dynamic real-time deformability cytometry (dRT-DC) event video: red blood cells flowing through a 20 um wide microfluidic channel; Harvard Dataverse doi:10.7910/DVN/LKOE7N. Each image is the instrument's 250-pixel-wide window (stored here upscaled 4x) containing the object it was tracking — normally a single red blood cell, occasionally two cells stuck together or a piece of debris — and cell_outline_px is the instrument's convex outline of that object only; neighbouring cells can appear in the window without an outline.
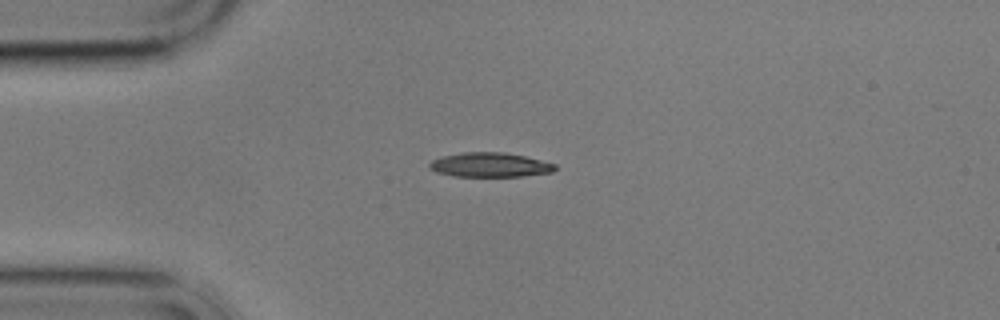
{"species": "common noctule bat (a hibernating species)", "species_latin": "Nyctalus noctula", "temperature_condition": "cold", "stored_images_in_passage": 9, "camera_frame_rate_fps": 3000, "um_per_image_px": 0.085, "animal": {"sex": "male", "body_mass_g": 17.9}, "frame": {"image": 1, "passage_image": 5, "time_ms": 7.0, "image_size_px": [1000, 320], "cell_outline_px": [[556, 168], [552, 172], [520, 176], [452, 176], [436, 172], [428, 168], [428, 164], [432, 160], [444, 156], [464, 152], [504, 152], [524, 156], [556, 164]], "centroid_in_image_um": [41.61, 14.01], "position_along_channel_um": 43.4, "area_um2": 17.74}}
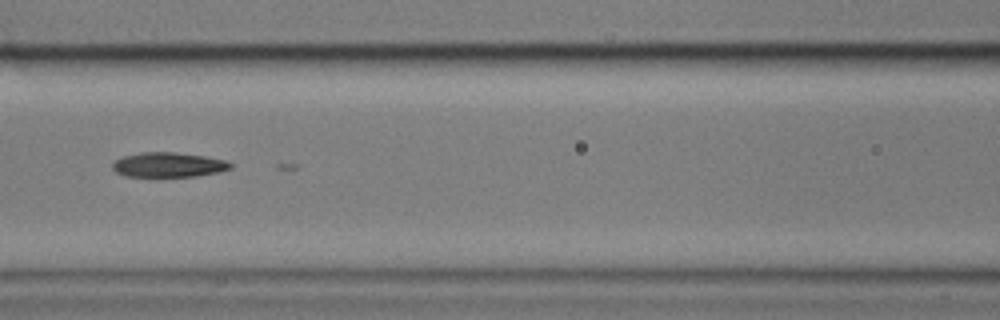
{"frame": {"image": 2, "passage_image": 8, "time_ms": 10.667, "image_size_px": [1000, 320], "cell_outline_px": [[232, 168], [216, 172], [196, 176], [156, 180], [124, 176], [116, 172], [112, 168], [112, 160], [124, 156], [140, 152], [176, 152], [204, 156], [224, 160], [232, 164]], "centroid_in_image_um": [14.21, 14.06], "position_along_channel_um": 152.4, "area_um2": 17.98}}